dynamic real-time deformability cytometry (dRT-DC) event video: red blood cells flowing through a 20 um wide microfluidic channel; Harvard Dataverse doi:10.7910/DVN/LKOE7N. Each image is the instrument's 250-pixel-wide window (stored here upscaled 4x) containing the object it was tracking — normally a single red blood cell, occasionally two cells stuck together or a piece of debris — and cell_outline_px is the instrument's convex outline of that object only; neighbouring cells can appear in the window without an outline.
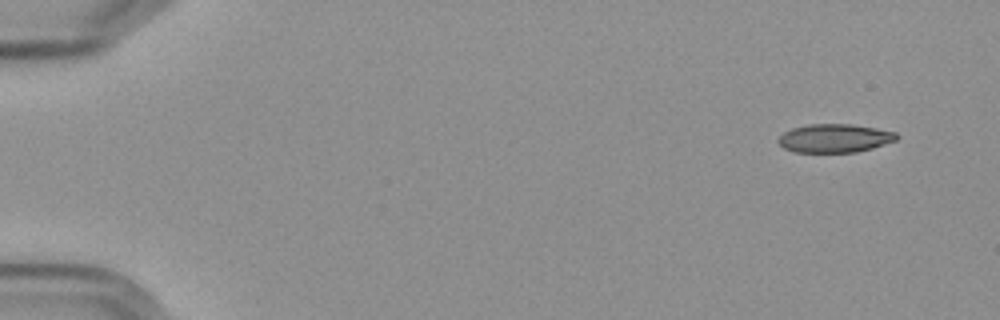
{"species": "Egyptian fruit bat (a non-hibernating species)", "species_latin": "Rousettus aegyptiacus", "temperature_condition": "cold", "stored_images_in_passage": 54, "camera_frame_rate_fps": 3000, "um_per_image_px": 0.085, "frame": {"image": 1, "passage_image": 1, "time_ms": 0.0, "image_size_px": [1000, 320], "cell_outline_px": [[900, 136], [896, 140], [872, 148], [856, 152], [792, 152], [784, 148], [776, 140], [784, 132], [792, 128], [808, 124], [852, 124], [876, 128], [896, 132]], "centroid_in_image_um": [70.94, 11.74], "position_along_channel_um": 14.1, "area_um2": 19.71}}
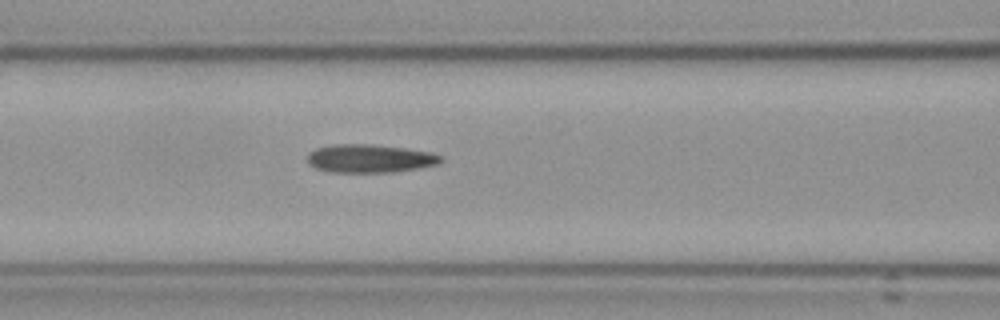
{"frame": {"image": 2, "passage_image": 22, "time_ms": 7.0, "image_size_px": [1000, 320], "cell_outline_px": [[444, 160], [440, 164], [420, 168], [392, 172], [332, 172], [316, 168], [308, 164], [308, 152], [316, 148], [336, 144], [372, 144], [404, 148], [432, 152], [440, 156]], "centroid_in_image_um": [31.46, 13.47], "position_along_channel_um": 135.1, "area_um2": 22.08}}
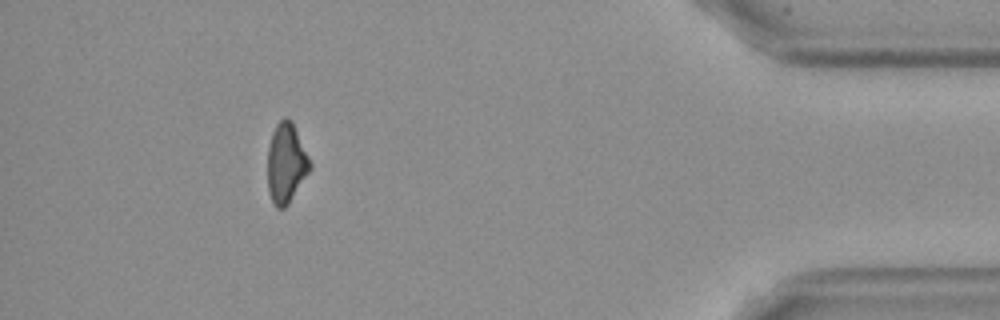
{"frame": {"image": 3, "passage_image": 49, "time_ms": 16.0, "image_size_px": [1000, 320], "cell_outline_px": [[312, 168], [288, 204], [284, 208], [276, 208], [272, 204], [268, 188], [268, 148], [272, 132], [276, 124], [284, 116], [288, 116], [292, 120], [312, 164]], "centroid_in_image_um": [24.33, 13.85], "position_along_channel_um": 410.9, "area_um2": 19.88}, "authors_computed_cell_mechanics": {"area_um2": 21.2704, "velocity_mm_per_s": 3.6143, "shape_relaxation_time_tau1_ms": null, "shape_relaxation_time_tau2_ms": 10.057, "deformation_change_tau1": null, "deformation_change_tau2": 0.2147}}